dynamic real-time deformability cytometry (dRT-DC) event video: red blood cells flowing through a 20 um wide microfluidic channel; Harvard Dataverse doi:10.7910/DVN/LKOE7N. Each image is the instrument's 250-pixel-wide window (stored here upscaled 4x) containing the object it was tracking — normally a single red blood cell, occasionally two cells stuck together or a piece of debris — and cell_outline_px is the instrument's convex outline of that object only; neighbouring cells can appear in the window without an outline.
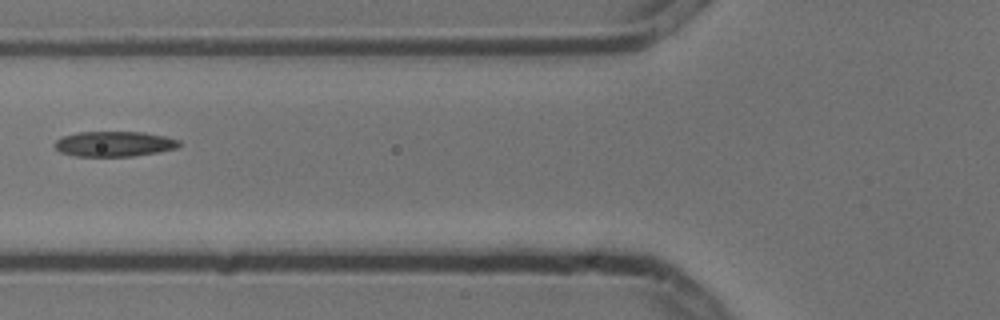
{"species": "common noctule bat (a hibernating species)", "species_latin": "Nyctalus noctula", "temperature_condition": "cold", "stored_images_in_passage": 6, "camera_frame_rate_fps": 3000, "um_per_image_px": 0.085, "animal": {"sex": "male", "body_mass_g": 13.3}, "frame": {"image": 1, "passage_image": 5, "time_ms": 1.333, "image_size_px": [1000, 320], "cell_outline_px": [[180, 148], [132, 156], [76, 156], [60, 152], [52, 144], [56, 140], [64, 136], [80, 132], [144, 132], [164, 136], [180, 140]], "centroid_in_image_um": [9.72, 12.23], "position_along_channel_um": 116.1, "area_um2": 18.26}}
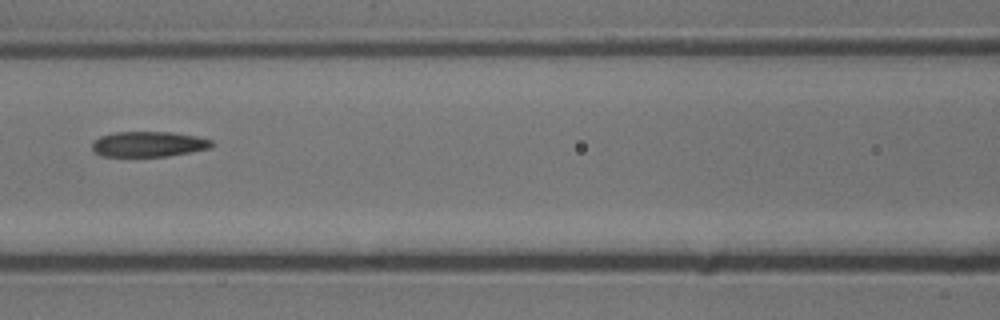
{"frame": {"image": 2, "passage_image": 6, "time_ms": 1.667, "image_size_px": [1000, 320], "cell_outline_px": [[216, 144], [212, 148], [192, 152], [168, 156], [100, 156], [92, 148], [92, 140], [100, 136], [116, 132], [172, 132], [196, 136], [212, 140]], "centroid_in_image_um": [12.66, 12.25], "position_along_channel_um": 153.9, "area_um2": 17.86}}